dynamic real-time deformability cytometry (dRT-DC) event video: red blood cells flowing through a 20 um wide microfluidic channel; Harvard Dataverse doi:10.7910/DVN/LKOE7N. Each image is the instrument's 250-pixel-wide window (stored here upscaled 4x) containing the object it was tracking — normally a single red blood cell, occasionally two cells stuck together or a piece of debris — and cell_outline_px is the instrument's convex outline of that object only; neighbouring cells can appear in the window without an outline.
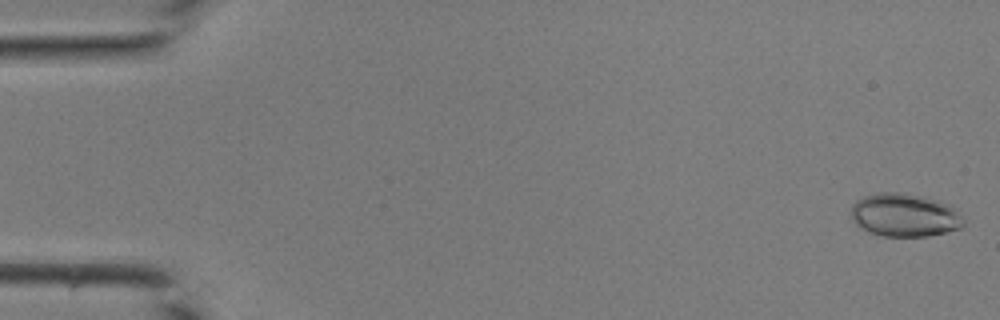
{"species": "common noctule bat (a hibernating species)", "species_latin": "Nyctalus noctula", "temperature_condition": "room temperature", "stored_images_in_passage": 43, "camera_frame_rate_fps": 3000, "um_per_image_px": 0.085, "animal": {"sex": "male", "body_mass_g": 19.0, "forearm_length_mm": 50.8}, "frame": {"image": 1, "passage_image": 1, "time_ms": 0.0, "image_size_px": [1000, 320], "cell_outline_px": [[964, 224], [960, 228], [928, 236], [880, 236], [868, 232], [860, 228], [852, 220], [852, 204], [856, 200], [864, 196], [876, 192], [908, 192], [940, 200], [956, 208], [964, 220]], "centroid_in_image_um": [76.89, 18.26], "position_along_channel_um": 8.1, "area_um2": 28.78}}
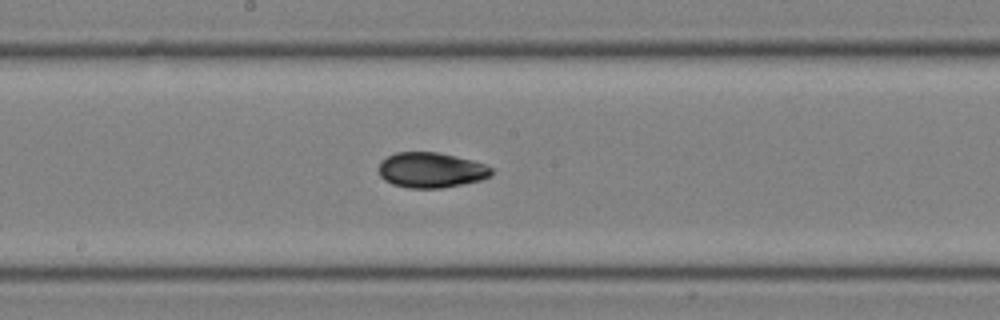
{"frame": {"image": 2, "passage_image": 23, "time_ms": 7.333, "image_size_px": [1000, 320], "cell_outline_px": [[492, 176], [480, 180], [440, 188], [408, 188], [392, 184], [384, 180], [380, 176], [380, 160], [396, 152], [436, 152], [472, 160], [484, 164], [492, 168]], "centroid_in_image_um": [36.62, 14.46], "position_along_channel_um": 211.6, "area_um2": 23.06}}
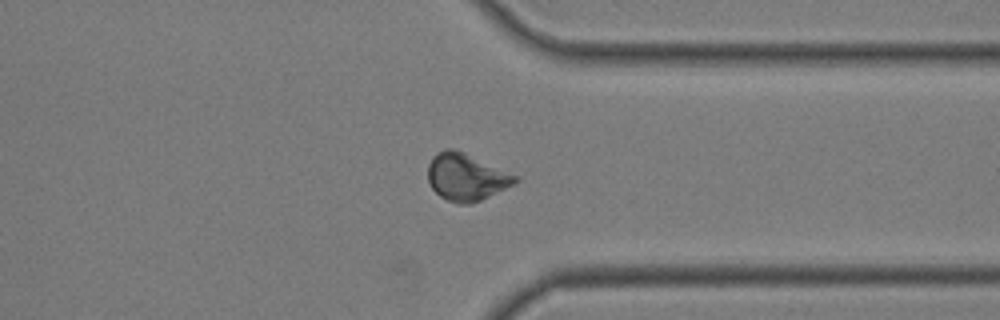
{"frame": {"image": 3, "passage_image": 33, "time_ms": 10.667, "image_size_px": [1000, 320], "cell_outline_px": [[520, 180], [516, 184], [472, 204], [456, 204], [440, 196], [432, 188], [428, 180], [428, 164], [432, 156], [436, 152], [444, 148], [452, 148], [464, 152], [520, 176]], "centroid_in_image_um": [39.65, 15.04], "position_along_channel_um": 371.7, "area_um2": 24.39}}